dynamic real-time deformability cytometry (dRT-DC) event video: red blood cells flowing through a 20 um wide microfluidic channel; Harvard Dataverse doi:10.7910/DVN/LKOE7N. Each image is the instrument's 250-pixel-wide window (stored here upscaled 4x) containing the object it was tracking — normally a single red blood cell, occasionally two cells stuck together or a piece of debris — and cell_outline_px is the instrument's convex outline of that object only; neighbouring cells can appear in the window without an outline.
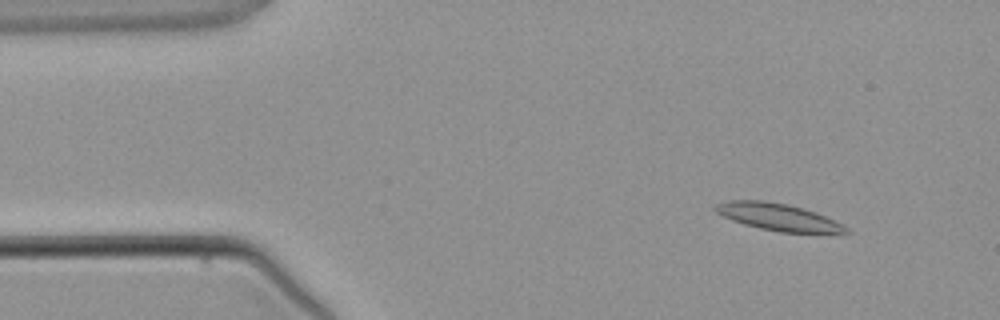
{"species": "common noctule bat (a hibernating species)", "species_latin": "Nyctalus noctula", "temperature_condition": "warm", "stored_images_in_passage": 3, "camera_frame_rate_fps": 3000, "um_per_image_px": 0.085, "animal": {"sex": "male", "body_mass_g": 21.5, "forearm_length_mm": 52.0}, "frame": {"image": 1, "passage_image": 1, "time_ms": 0.0, "image_size_px": [1000, 320], "cell_outline_px": [[852, 232], [780, 232], [760, 228], [744, 224], [732, 220], [716, 212], [712, 208], [716, 204], [724, 200], [764, 200], [788, 204], [804, 208], [816, 212], [844, 224]], "centroid_in_image_um": [66.11, 18.42], "position_along_channel_um": 18.9, "area_um2": 20.58}}
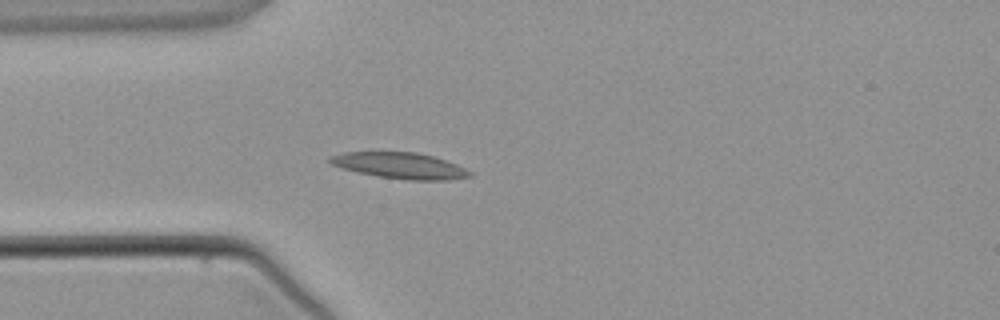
{"frame": {"image": 2, "passage_image": 3, "time_ms": 2.333, "image_size_px": [1000, 320], "cell_outline_px": [[472, 176], [448, 180], [408, 180], [380, 176], [360, 172], [344, 168], [332, 164], [328, 160], [328, 156], [344, 152], [416, 152], [432, 156], [456, 164], [472, 172]], "centroid_in_image_um": [34.01, 14.07], "position_along_channel_um": 51.0, "area_um2": 20.92}}